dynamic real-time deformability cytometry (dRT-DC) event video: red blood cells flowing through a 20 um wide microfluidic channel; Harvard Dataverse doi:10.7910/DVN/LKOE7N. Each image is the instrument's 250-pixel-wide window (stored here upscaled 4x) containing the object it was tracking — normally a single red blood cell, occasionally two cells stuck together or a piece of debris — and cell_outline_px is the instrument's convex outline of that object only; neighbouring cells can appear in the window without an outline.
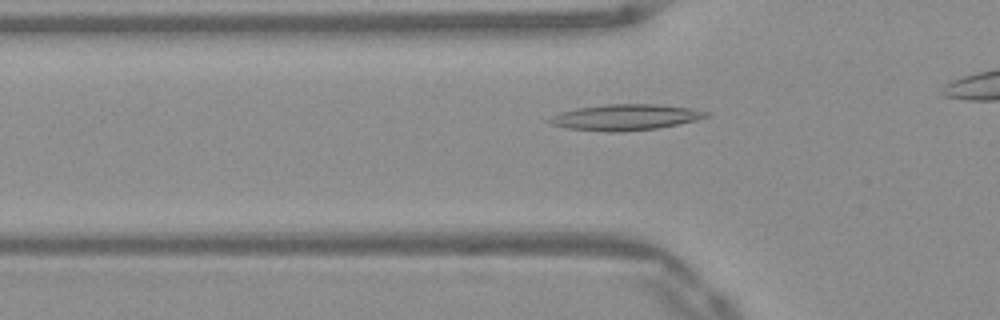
{"species": "Egyptian fruit bat (a non-hibernating species)", "species_latin": "Rousettus aegyptiacus", "temperature_condition": "warm", "stored_images_in_passage": 33, "camera_frame_rate_fps": 3000, "um_per_image_px": 0.085, "frame": {"image": 1, "passage_image": 8, "time_ms": 2.333, "image_size_px": [1000, 320], "cell_outline_px": [[708, 116], [696, 120], [680, 124], [656, 128], [620, 132], [608, 132], [568, 128], [552, 124], [544, 120], [560, 112], [576, 108], [608, 104], [656, 104], [688, 108], [708, 112]], "centroid_in_image_um": [53.12, 9.97], "position_along_channel_um": 72.7, "area_um2": 23.52}}
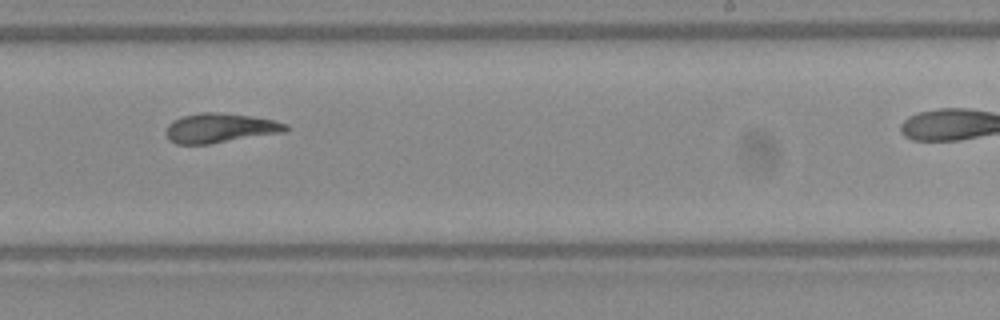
{"frame": {"image": 2, "passage_image": 23, "time_ms": 7.333, "image_size_px": [1000, 320], "cell_outline_px": [[292, 128], [284, 132], [208, 144], [176, 144], [168, 140], [164, 132], [168, 124], [172, 120], [184, 116], [200, 112], [220, 112], [252, 116], [272, 120], [288, 124]], "centroid_in_image_um": [18.68, 10.88], "position_along_channel_um": 270.3, "area_um2": 20.75}}
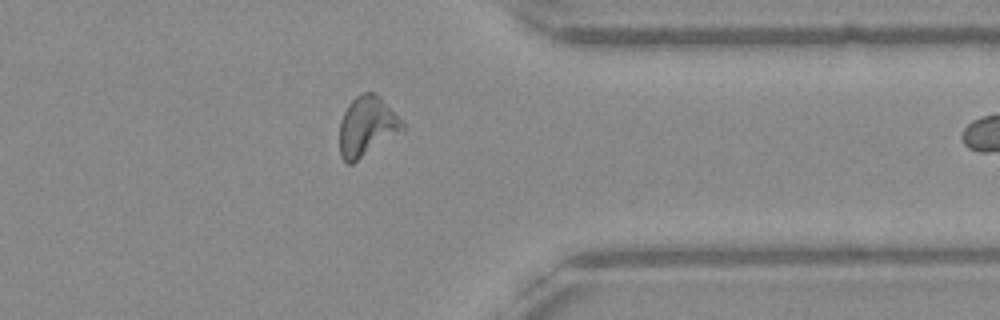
{"frame": {"image": 3, "passage_image": 32, "time_ms": 10.333, "image_size_px": [1000, 320], "cell_outline_px": [[404, 128], [352, 164], [348, 164], [340, 156], [340, 120], [348, 104], [356, 96], [364, 92], [376, 92], [380, 96], [404, 124]], "centroid_in_image_um": [31.14, 10.72], "position_along_channel_um": 380.3, "area_um2": 21.39}}